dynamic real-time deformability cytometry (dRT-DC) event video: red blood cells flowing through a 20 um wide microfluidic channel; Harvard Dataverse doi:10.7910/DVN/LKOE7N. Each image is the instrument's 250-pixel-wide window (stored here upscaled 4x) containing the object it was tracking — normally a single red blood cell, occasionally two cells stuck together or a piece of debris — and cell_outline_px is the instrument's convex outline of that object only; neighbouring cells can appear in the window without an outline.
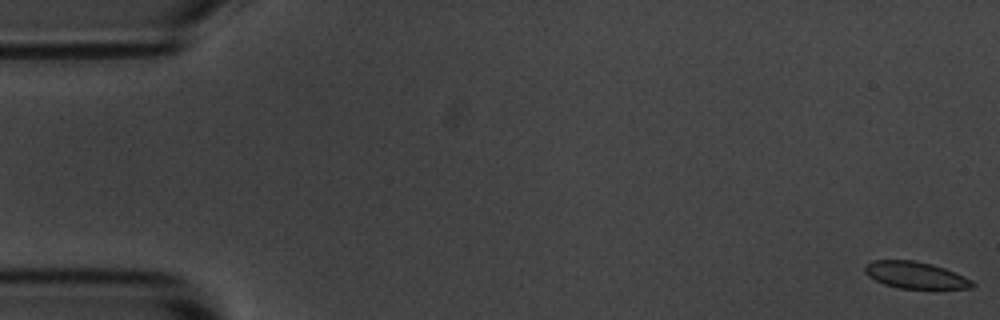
{"species": "common noctule bat (a hibernating species)", "species_latin": "Nyctalus noctula", "temperature_condition": "room temperature", "stored_images_in_passage": 8, "camera_frame_rate_fps": 3000, "um_per_image_px": 0.085, "animal": {"sex": "male", "body_mass_g": 20.1, "forearm_length_mm": 53.5}, "frame": {"image": 1, "passage_image": 1, "time_ms": 0.0, "image_size_px": [1000, 320], "cell_outline_px": [[976, 284], [972, 288], [900, 288], [884, 284], [868, 276], [864, 272], [864, 264], [872, 260], [916, 260], [932, 264], [944, 268], [964, 276], [972, 280]], "centroid_in_image_um": [77.78, 23.37], "position_along_channel_um": 7.2, "area_um2": 16.76}}
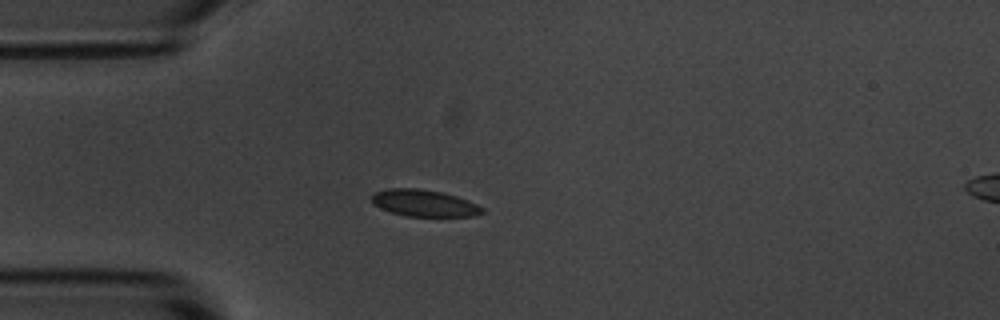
{"frame": {"image": 2, "passage_image": 5, "time_ms": 4.667, "image_size_px": [1000, 320], "cell_outline_px": [[484, 212], [476, 216], [404, 216], [380, 208], [372, 204], [372, 192], [388, 188], [416, 188], [444, 192], [456, 196], [476, 204], [484, 208]], "centroid_in_image_um": [36.02, 17.26], "position_along_channel_um": 49.0, "area_um2": 17.34}}
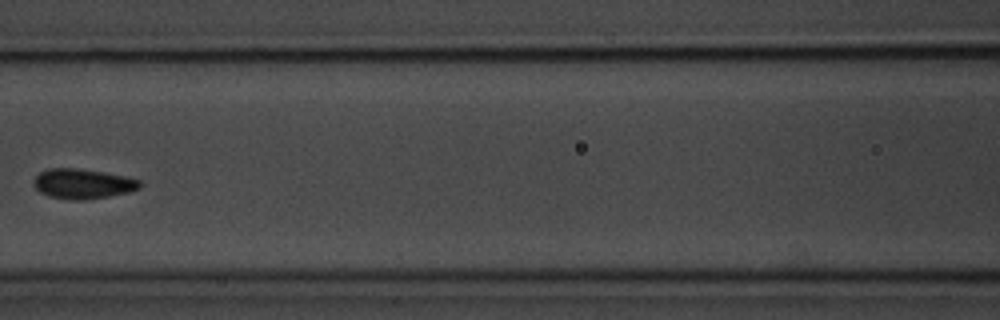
{"frame": {"image": 3, "passage_image": 8, "time_ms": 8.0, "image_size_px": [1000, 320], "cell_outline_px": [[144, 184], [140, 188], [132, 192], [84, 200], [72, 200], [48, 196], [40, 192], [32, 184], [32, 180], [40, 172], [48, 168], [76, 168], [104, 172], [124, 176], [140, 180]], "centroid_in_image_um": [7.05, 15.62], "position_along_channel_um": 159.6, "area_um2": 18.73}}